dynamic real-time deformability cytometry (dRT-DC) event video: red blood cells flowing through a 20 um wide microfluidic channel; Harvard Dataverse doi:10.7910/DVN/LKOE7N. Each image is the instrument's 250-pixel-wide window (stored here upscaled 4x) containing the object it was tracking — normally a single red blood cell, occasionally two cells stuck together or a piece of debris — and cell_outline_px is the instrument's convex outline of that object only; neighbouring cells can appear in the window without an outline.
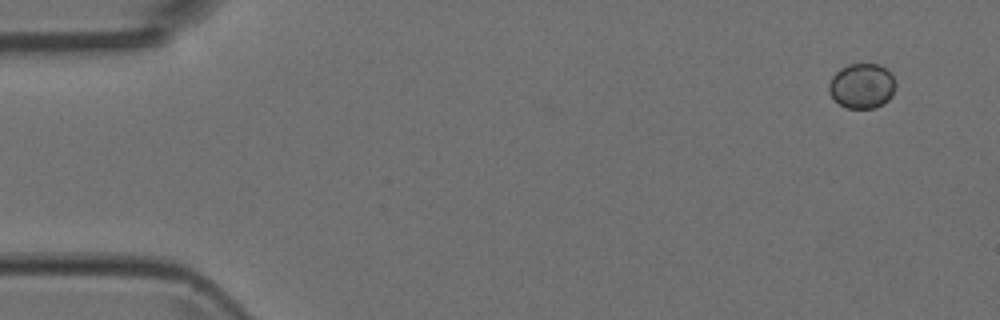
{"species": "Egyptian fruit bat (a non-hibernating species)", "species_latin": "Rousettus aegyptiacus", "temperature_condition": "room temperature", "stored_images_in_passage": 8, "camera_frame_rate_fps": 3000, "um_per_image_px": 0.085, "animal": {"sex": "female"}, "frame": {"image": 1, "passage_image": 1, "time_ms": 0.0, "image_size_px": [1000, 320], "cell_outline_px": [[896, 88], [892, 96], [884, 104], [876, 108], [848, 108], [840, 104], [828, 92], [828, 84], [832, 76], [840, 68], [848, 64], [880, 64], [892, 76], [896, 84]], "centroid_in_image_um": [73.27, 7.31], "position_along_channel_um": 11.7, "area_um2": 17.57}}
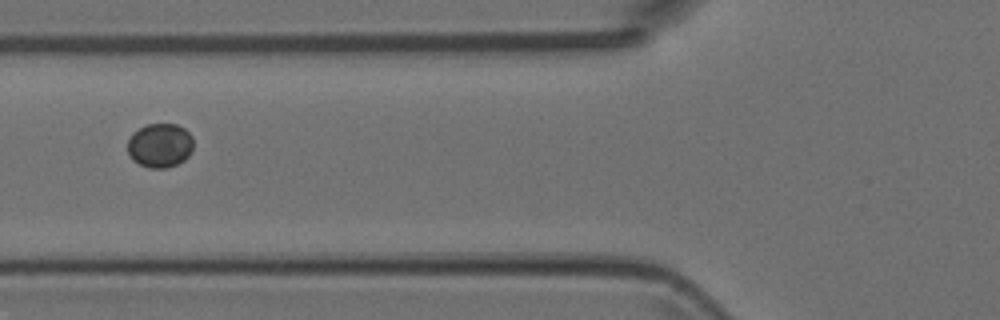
{"frame": {"image": 2, "passage_image": 6, "time_ms": 1.667, "image_size_px": [1000, 320], "cell_outline_px": [[192, 148], [188, 156], [184, 160], [176, 164], [164, 168], [148, 168], [132, 160], [128, 152], [128, 140], [132, 132], [148, 124], [176, 124], [184, 128], [192, 136]], "centroid_in_image_um": [13.58, 12.36], "position_along_channel_um": 112.2, "area_um2": 16.88}}
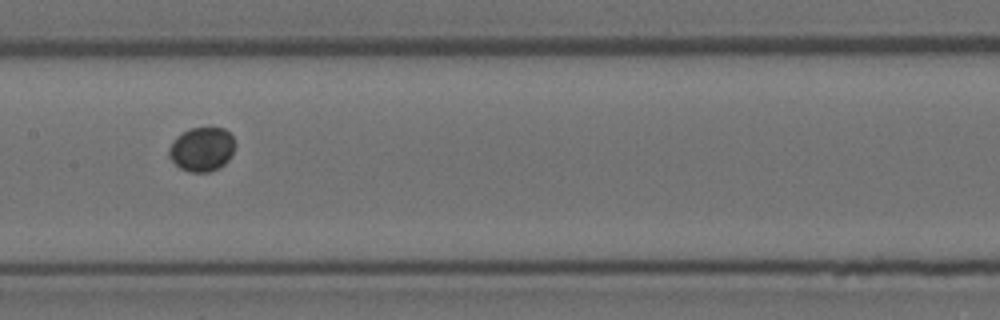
{"frame": {"image": 3, "passage_image": 8, "time_ms": 2.333, "image_size_px": [1000, 320], "cell_outline_px": [[236, 144], [228, 160], [220, 168], [208, 172], [188, 172], [180, 168], [172, 160], [168, 152], [168, 148], [172, 140], [176, 136], [188, 128], [224, 128], [232, 136]], "centroid_in_image_um": [17.14, 12.68], "position_along_channel_um": 190.3, "area_um2": 17.11}}